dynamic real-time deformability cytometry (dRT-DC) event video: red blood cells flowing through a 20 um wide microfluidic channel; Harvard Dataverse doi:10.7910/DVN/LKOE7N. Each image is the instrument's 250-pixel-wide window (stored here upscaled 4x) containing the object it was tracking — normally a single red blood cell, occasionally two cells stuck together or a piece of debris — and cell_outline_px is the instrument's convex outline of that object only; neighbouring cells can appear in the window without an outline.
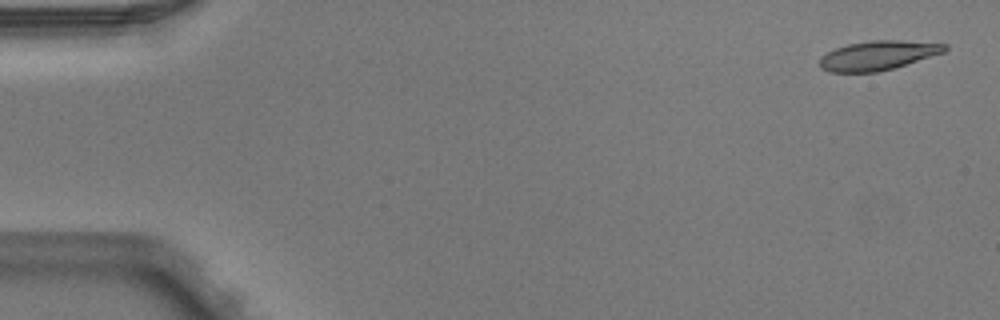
{"species": "Egyptian fruit bat (a non-hibernating species)", "species_latin": "Rousettus aegyptiacus", "temperature_condition": "warm", "stored_images_in_passage": 5, "camera_frame_rate_fps": 3000, "um_per_image_px": 0.085, "animal": {"sex": "male"}, "frame": {"image": 1, "passage_image": 1, "time_ms": 0.0, "image_size_px": [1000, 320], "cell_outline_px": [[948, 48], [944, 52], [880, 72], [828, 72], [820, 68], [820, 56], [836, 48], [848, 44], [872, 40], [900, 40], [948, 44]], "centroid_in_image_um": [74.61, 4.71], "position_along_channel_um": 10.4, "area_um2": 21.27}}
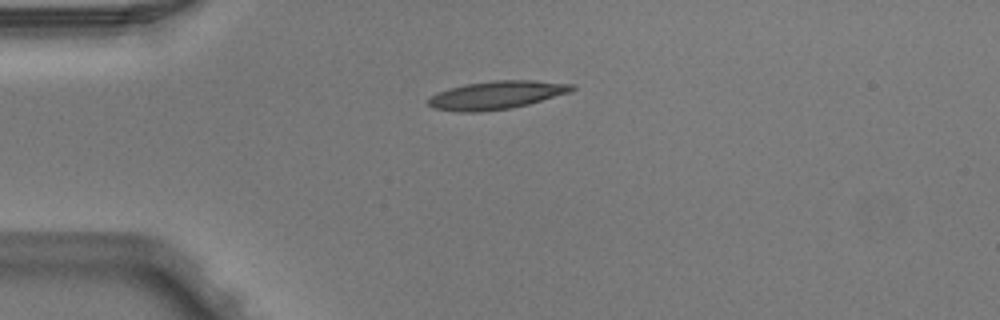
{"frame": {"image": 2, "passage_image": 4, "time_ms": 1.0, "image_size_px": [1000, 320], "cell_outline_px": [[576, 88], [572, 92], [528, 104], [512, 108], [476, 112], [460, 112], [432, 108], [428, 104], [428, 96], [436, 92], [468, 84], [496, 80], [532, 80], [576, 84]], "centroid_in_image_um": [42.23, 8.08], "position_along_channel_um": 42.8, "area_um2": 23.64}}